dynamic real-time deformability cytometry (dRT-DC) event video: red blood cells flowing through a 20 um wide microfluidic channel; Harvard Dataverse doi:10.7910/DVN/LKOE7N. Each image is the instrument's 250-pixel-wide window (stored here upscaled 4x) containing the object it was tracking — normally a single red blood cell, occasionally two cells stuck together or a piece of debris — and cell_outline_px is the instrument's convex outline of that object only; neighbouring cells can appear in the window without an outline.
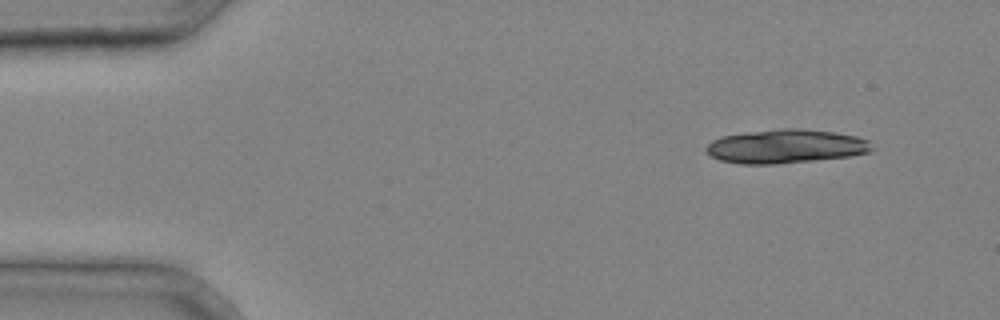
{"species": "common noctule bat (a hibernating species)", "species_latin": "Nyctalus noctula", "temperature_condition": "cold", "stored_images_in_passage": 3, "camera_frame_rate_fps": 3000, "um_per_image_px": 0.085, "animal": {"sex": "male", "body_mass_g": 20.4}, "frame": {"image": 1, "passage_image": 1, "time_ms": 0.0, "image_size_px": [1000, 320], "cell_outline_px": [[872, 148], [868, 152], [852, 156], [816, 160], [776, 164], [740, 164], [720, 160], [704, 152], [704, 148], [712, 140], [720, 136], [744, 132], [780, 128], [800, 128], [832, 132], [856, 136], [868, 140]], "centroid_in_image_um": [66.73, 12.44], "position_along_channel_um": 18.3, "area_um2": 32.89}}